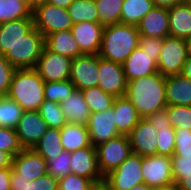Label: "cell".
<instances>
[{
    "mask_svg": "<svg viewBox=\"0 0 191 190\" xmlns=\"http://www.w3.org/2000/svg\"><path fill=\"white\" fill-rule=\"evenodd\" d=\"M153 7L152 0H124L121 7L120 23L137 26Z\"/></svg>",
    "mask_w": 191,
    "mask_h": 190,
    "instance_id": "cell-28",
    "label": "cell"
},
{
    "mask_svg": "<svg viewBox=\"0 0 191 190\" xmlns=\"http://www.w3.org/2000/svg\"><path fill=\"white\" fill-rule=\"evenodd\" d=\"M152 190H178L177 185L175 183H171L166 186L154 187Z\"/></svg>",
    "mask_w": 191,
    "mask_h": 190,
    "instance_id": "cell-56",
    "label": "cell"
},
{
    "mask_svg": "<svg viewBox=\"0 0 191 190\" xmlns=\"http://www.w3.org/2000/svg\"><path fill=\"white\" fill-rule=\"evenodd\" d=\"M173 173H191V155H173Z\"/></svg>",
    "mask_w": 191,
    "mask_h": 190,
    "instance_id": "cell-47",
    "label": "cell"
},
{
    "mask_svg": "<svg viewBox=\"0 0 191 190\" xmlns=\"http://www.w3.org/2000/svg\"><path fill=\"white\" fill-rule=\"evenodd\" d=\"M71 173L91 179L96 185L102 184L104 177L99 171L96 148L92 145L70 152Z\"/></svg>",
    "mask_w": 191,
    "mask_h": 190,
    "instance_id": "cell-15",
    "label": "cell"
},
{
    "mask_svg": "<svg viewBox=\"0 0 191 190\" xmlns=\"http://www.w3.org/2000/svg\"><path fill=\"white\" fill-rule=\"evenodd\" d=\"M48 0H28V8L34 11L37 7L47 3Z\"/></svg>",
    "mask_w": 191,
    "mask_h": 190,
    "instance_id": "cell-55",
    "label": "cell"
},
{
    "mask_svg": "<svg viewBox=\"0 0 191 190\" xmlns=\"http://www.w3.org/2000/svg\"><path fill=\"white\" fill-rule=\"evenodd\" d=\"M103 29L100 23L84 21L73 24L70 31L84 54H99Z\"/></svg>",
    "mask_w": 191,
    "mask_h": 190,
    "instance_id": "cell-18",
    "label": "cell"
},
{
    "mask_svg": "<svg viewBox=\"0 0 191 190\" xmlns=\"http://www.w3.org/2000/svg\"><path fill=\"white\" fill-rule=\"evenodd\" d=\"M44 48V36L33 27L5 53L15 69H34Z\"/></svg>",
    "mask_w": 191,
    "mask_h": 190,
    "instance_id": "cell-4",
    "label": "cell"
},
{
    "mask_svg": "<svg viewBox=\"0 0 191 190\" xmlns=\"http://www.w3.org/2000/svg\"><path fill=\"white\" fill-rule=\"evenodd\" d=\"M181 74L191 80V57H187Z\"/></svg>",
    "mask_w": 191,
    "mask_h": 190,
    "instance_id": "cell-54",
    "label": "cell"
},
{
    "mask_svg": "<svg viewBox=\"0 0 191 190\" xmlns=\"http://www.w3.org/2000/svg\"><path fill=\"white\" fill-rule=\"evenodd\" d=\"M34 27L33 17L0 23V54L5 53Z\"/></svg>",
    "mask_w": 191,
    "mask_h": 190,
    "instance_id": "cell-21",
    "label": "cell"
},
{
    "mask_svg": "<svg viewBox=\"0 0 191 190\" xmlns=\"http://www.w3.org/2000/svg\"><path fill=\"white\" fill-rule=\"evenodd\" d=\"M123 2L124 0H95L99 23L103 27L120 23Z\"/></svg>",
    "mask_w": 191,
    "mask_h": 190,
    "instance_id": "cell-32",
    "label": "cell"
},
{
    "mask_svg": "<svg viewBox=\"0 0 191 190\" xmlns=\"http://www.w3.org/2000/svg\"><path fill=\"white\" fill-rule=\"evenodd\" d=\"M15 68L0 54V96L7 95Z\"/></svg>",
    "mask_w": 191,
    "mask_h": 190,
    "instance_id": "cell-43",
    "label": "cell"
},
{
    "mask_svg": "<svg viewBox=\"0 0 191 190\" xmlns=\"http://www.w3.org/2000/svg\"><path fill=\"white\" fill-rule=\"evenodd\" d=\"M45 82L34 69H16L7 96L23 111H38L44 98Z\"/></svg>",
    "mask_w": 191,
    "mask_h": 190,
    "instance_id": "cell-3",
    "label": "cell"
},
{
    "mask_svg": "<svg viewBox=\"0 0 191 190\" xmlns=\"http://www.w3.org/2000/svg\"><path fill=\"white\" fill-rule=\"evenodd\" d=\"M74 0H48L47 3L61 7L63 9H67L68 6L73 2Z\"/></svg>",
    "mask_w": 191,
    "mask_h": 190,
    "instance_id": "cell-53",
    "label": "cell"
},
{
    "mask_svg": "<svg viewBox=\"0 0 191 190\" xmlns=\"http://www.w3.org/2000/svg\"><path fill=\"white\" fill-rule=\"evenodd\" d=\"M166 102L168 105L191 106V80L182 74L166 76Z\"/></svg>",
    "mask_w": 191,
    "mask_h": 190,
    "instance_id": "cell-23",
    "label": "cell"
},
{
    "mask_svg": "<svg viewBox=\"0 0 191 190\" xmlns=\"http://www.w3.org/2000/svg\"><path fill=\"white\" fill-rule=\"evenodd\" d=\"M178 190H191V173H173Z\"/></svg>",
    "mask_w": 191,
    "mask_h": 190,
    "instance_id": "cell-48",
    "label": "cell"
},
{
    "mask_svg": "<svg viewBox=\"0 0 191 190\" xmlns=\"http://www.w3.org/2000/svg\"><path fill=\"white\" fill-rule=\"evenodd\" d=\"M145 119L147 120V122L154 126L157 133L158 130L162 128L171 127L167 107L154 112L153 114L147 116Z\"/></svg>",
    "mask_w": 191,
    "mask_h": 190,
    "instance_id": "cell-46",
    "label": "cell"
},
{
    "mask_svg": "<svg viewBox=\"0 0 191 190\" xmlns=\"http://www.w3.org/2000/svg\"><path fill=\"white\" fill-rule=\"evenodd\" d=\"M185 43H186L187 57H191V37L185 39Z\"/></svg>",
    "mask_w": 191,
    "mask_h": 190,
    "instance_id": "cell-58",
    "label": "cell"
},
{
    "mask_svg": "<svg viewBox=\"0 0 191 190\" xmlns=\"http://www.w3.org/2000/svg\"><path fill=\"white\" fill-rule=\"evenodd\" d=\"M12 169L18 178L33 181L47 174V162L34 149H22L12 157Z\"/></svg>",
    "mask_w": 191,
    "mask_h": 190,
    "instance_id": "cell-16",
    "label": "cell"
},
{
    "mask_svg": "<svg viewBox=\"0 0 191 190\" xmlns=\"http://www.w3.org/2000/svg\"><path fill=\"white\" fill-rule=\"evenodd\" d=\"M69 80L80 91L97 86L98 54H83L72 59Z\"/></svg>",
    "mask_w": 191,
    "mask_h": 190,
    "instance_id": "cell-12",
    "label": "cell"
},
{
    "mask_svg": "<svg viewBox=\"0 0 191 190\" xmlns=\"http://www.w3.org/2000/svg\"><path fill=\"white\" fill-rule=\"evenodd\" d=\"M23 148L21 147L15 129L0 127V150L14 157Z\"/></svg>",
    "mask_w": 191,
    "mask_h": 190,
    "instance_id": "cell-41",
    "label": "cell"
},
{
    "mask_svg": "<svg viewBox=\"0 0 191 190\" xmlns=\"http://www.w3.org/2000/svg\"><path fill=\"white\" fill-rule=\"evenodd\" d=\"M138 27L131 24L117 23L103 29L99 56L123 64L135 48L139 46Z\"/></svg>",
    "mask_w": 191,
    "mask_h": 190,
    "instance_id": "cell-2",
    "label": "cell"
},
{
    "mask_svg": "<svg viewBox=\"0 0 191 190\" xmlns=\"http://www.w3.org/2000/svg\"><path fill=\"white\" fill-rule=\"evenodd\" d=\"M60 135L64 151L73 152L91 145L88 129L82 124L67 123L60 129Z\"/></svg>",
    "mask_w": 191,
    "mask_h": 190,
    "instance_id": "cell-27",
    "label": "cell"
},
{
    "mask_svg": "<svg viewBox=\"0 0 191 190\" xmlns=\"http://www.w3.org/2000/svg\"><path fill=\"white\" fill-rule=\"evenodd\" d=\"M157 136L154 126L141 119L128 135L131 151L140 156L157 155Z\"/></svg>",
    "mask_w": 191,
    "mask_h": 190,
    "instance_id": "cell-17",
    "label": "cell"
},
{
    "mask_svg": "<svg viewBox=\"0 0 191 190\" xmlns=\"http://www.w3.org/2000/svg\"><path fill=\"white\" fill-rule=\"evenodd\" d=\"M38 111L48 128L62 129L67 124L59 103L45 100Z\"/></svg>",
    "mask_w": 191,
    "mask_h": 190,
    "instance_id": "cell-35",
    "label": "cell"
},
{
    "mask_svg": "<svg viewBox=\"0 0 191 190\" xmlns=\"http://www.w3.org/2000/svg\"><path fill=\"white\" fill-rule=\"evenodd\" d=\"M75 90L76 88L70 80L45 82L44 98L45 100L60 103L66 100Z\"/></svg>",
    "mask_w": 191,
    "mask_h": 190,
    "instance_id": "cell-36",
    "label": "cell"
},
{
    "mask_svg": "<svg viewBox=\"0 0 191 190\" xmlns=\"http://www.w3.org/2000/svg\"><path fill=\"white\" fill-rule=\"evenodd\" d=\"M122 65L127 82L158 72L157 63L152 60V56L139 46L133 50Z\"/></svg>",
    "mask_w": 191,
    "mask_h": 190,
    "instance_id": "cell-20",
    "label": "cell"
},
{
    "mask_svg": "<svg viewBox=\"0 0 191 190\" xmlns=\"http://www.w3.org/2000/svg\"><path fill=\"white\" fill-rule=\"evenodd\" d=\"M29 179L18 178V174L12 169L11 190H27Z\"/></svg>",
    "mask_w": 191,
    "mask_h": 190,
    "instance_id": "cell-50",
    "label": "cell"
},
{
    "mask_svg": "<svg viewBox=\"0 0 191 190\" xmlns=\"http://www.w3.org/2000/svg\"><path fill=\"white\" fill-rule=\"evenodd\" d=\"M46 162L47 174L58 180L71 173V155L68 151H62L60 154L49 158Z\"/></svg>",
    "mask_w": 191,
    "mask_h": 190,
    "instance_id": "cell-37",
    "label": "cell"
},
{
    "mask_svg": "<svg viewBox=\"0 0 191 190\" xmlns=\"http://www.w3.org/2000/svg\"><path fill=\"white\" fill-rule=\"evenodd\" d=\"M175 129L173 127L158 130L157 155L172 157L175 150Z\"/></svg>",
    "mask_w": 191,
    "mask_h": 190,
    "instance_id": "cell-39",
    "label": "cell"
},
{
    "mask_svg": "<svg viewBox=\"0 0 191 190\" xmlns=\"http://www.w3.org/2000/svg\"><path fill=\"white\" fill-rule=\"evenodd\" d=\"M96 184L76 174H68L58 180V190H92Z\"/></svg>",
    "mask_w": 191,
    "mask_h": 190,
    "instance_id": "cell-40",
    "label": "cell"
},
{
    "mask_svg": "<svg viewBox=\"0 0 191 190\" xmlns=\"http://www.w3.org/2000/svg\"><path fill=\"white\" fill-rule=\"evenodd\" d=\"M169 35L175 38L191 37V8L183 2L168 9Z\"/></svg>",
    "mask_w": 191,
    "mask_h": 190,
    "instance_id": "cell-26",
    "label": "cell"
},
{
    "mask_svg": "<svg viewBox=\"0 0 191 190\" xmlns=\"http://www.w3.org/2000/svg\"><path fill=\"white\" fill-rule=\"evenodd\" d=\"M19 2H28V0H18Z\"/></svg>",
    "mask_w": 191,
    "mask_h": 190,
    "instance_id": "cell-61",
    "label": "cell"
},
{
    "mask_svg": "<svg viewBox=\"0 0 191 190\" xmlns=\"http://www.w3.org/2000/svg\"><path fill=\"white\" fill-rule=\"evenodd\" d=\"M185 3L191 8V0H185Z\"/></svg>",
    "mask_w": 191,
    "mask_h": 190,
    "instance_id": "cell-60",
    "label": "cell"
},
{
    "mask_svg": "<svg viewBox=\"0 0 191 190\" xmlns=\"http://www.w3.org/2000/svg\"><path fill=\"white\" fill-rule=\"evenodd\" d=\"M92 190H110L104 183L96 185Z\"/></svg>",
    "mask_w": 191,
    "mask_h": 190,
    "instance_id": "cell-59",
    "label": "cell"
},
{
    "mask_svg": "<svg viewBox=\"0 0 191 190\" xmlns=\"http://www.w3.org/2000/svg\"><path fill=\"white\" fill-rule=\"evenodd\" d=\"M59 104L67 123L87 125L91 111L80 90L76 89L66 100Z\"/></svg>",
    "mask_w": 191,
    "mask_h": 190,
    "instance_id": "cell-24",
    "label": "cell"
},
{
    "mask_svg": "<svg viewBox=\"0 0 191 190\" xmlns=\"http://www.w3.org/2000/svg\"><path fill=\"white\" fill-rule=\"evenodd\" d=\"M112 107L118 133L128 136L142 118L125 96L115 98Z\"/></svg>",
    "mask_w": 191,
    "mask_h": 190,
    "instance_id": "cell-22",
    "label": "cell"
},
{
    "mask_svg": "<svg viewBox=\"0 0 191 190\" xmlns=\"http://www.w3.org/2000/svg\"><path fill=\"white\" fill-rule=\"evenodd\" d=\"M71 62V58L54 53L44 46L34 70L44 82L69 80Z\"/></svg>",
    "mask_w": 191,
    "mask_h": 190,
    "instance_id": "cell-9",
    "label": "cell"
},
{
    "mask_svg": "<svg viewBox=\"0 0 191 190\" xmlns=\"http://www.w3.org/2000/svg\"><path fill=\"white\" fill-rule=\"evenodd\" d=\"M166 107L171 127L191 130V106L168 105Z\"/></svg>",
    "mask_w": 191,
    "mask_h": 190,
    "instance_id": "cell-38",
    "label": "cell"
},
{
    "mask_svg": "<svg viewBox=\"0 0 191 190\" xmlns=\"http://www.w3.org/2000/svg\"><path fill=\"white\" fill-rule=\"evenodd\" d=\"M140 36L164 39L169 35L167 8L154 6L137 25Z\"/></svg>",
    "mask_w": 191,
    "mask_h": 190,
    "instance_id": "cell-19",
    "label": "cell"
},
{
    "mask_svg": "<svg viewBox=\"0 0 191 190\" xmlns=\"http://www.w3.org/2000/svg\"><path fill=\"white\" fill-rule=\"evenodd\" d=\"M142 156L131 153L116 169L104 176L103 183L110 190H130L143 184Z\"/></svg>",
    "mask_w": 191,
    "mask_h": 190,
    "instance_id": "cell-5",
    "label": "cell"
},
{
    "mask_svg": "<svg viewBox=\"0 0 191 190\" xmlns=\"http://www.w3.org/2000/svg\"><path fill=\"white\" fill-rule=\"evenodd\" d=\"M98 168L104 177L116 169L131 153L129 137L118 135L96 146Z\"/></svg>",
    "mask_w": 191,
    "mask_h": 190,
    "instance_id": "cell-7",
    "label": "cell"
},
{
    "mask_svg": "<svg viewBox=\"0 0 191 190\" xmlns=\"http://www.w3.org/2000/svg\"><path fill=\"white\" fill-rule=\"evenodd\" d=\"M91 113L105 111L112 107L115 97L103 92L98 86L81 91Z\"/></svg>",
    "mask_w": 191,
    "mask_h": 190,
    "instance_id": "cell-34",
    "label": "cell"
},
{
    "mask_svg": "<svg viewBox=\"0 0 191 190\" xmlns=\"http://www.w3.org/2000/svg\"><path fill=\"white\" fill-rule=\"evenodd\" d=\"M12 166L0 168V190H11Z\"/></svg>",
    "mask_w": 191,
    "mask_h": 190,
    "instance_id": "cell-49",
    "label": "cell"
},
{
    "mask_svg": "<svg viewBox=\"0 0 191 190\" xmlns=\"http://www.w3.org/2000/svg\"><path fill=\"white\" fill-rule=\"evenodd\" d=\"M91 145L96 147L120 135L117 131L113 107L91 113L86 125Z\"/></svg>",
    "mask_w": 191,
    "mask_h": 190,
    "instance_id": "cell-14",
    "label": "cell"
},
{
    "mask_svg": "<svg viewBox=\"0 0 191 190\" xmlns=\"http://www.w3.org/2000/svg\"><path fill=\"white\" fill-rule=\"evenodd\" d=\"M47 129L39 111H23L15 130L21 147L33 149Z\"/></svg>",
    "mask_w": 191,
    "mask_h": 190,
    "instance_id": "cell-13",
    "label": "cell"
},
{
    "mask_svg": "<svg viewBox=\"0 0 191 190\" xmlns=\"http://www.w3.org/2000/svg\"><path fill=\"white\" fill-rule=\"evenodd\" d=\"M67 10L73 24L84 21L99 23L95 0H74Z\"/></svg>",
    "mask_w": 191,
    "mask_h": 190,
    "instance_id": "cell-30",
    "label": "cell"
},
{
    "mask_svg": "<svg viewBox=\"0 0 191 190\" xmlns=\"http://www.w3.org/2000/svg\"><path fill=\"white\" fill-rule=\"evenodd\" d=\"M34 27L44 36L71 30L72 19L67 9L46 3L32 11Z\"/></svg>",
    "mask_w": 191,
    "mask_h": 190,
    "instance_id": "cell-6",
    "label": "cell"
},
{
    "mask_svg": "<svg viewBox=\"0 0 191 190\" xmlns=\"http://www.w3.org/2000/svg\"><path fill=\"white\" fill-rule=\"evenodd\" d=\"M186 59L185 39L165 37L157 63V70L165 77L181 74Z\"/></svg>",
    "mask_w": 191,
    "mask_h": 190,
    "instance_id": "cell-8",
    "label": "cell"
},
{
    "mask_svg": "<svg viewBox=\"0 0 191 190\" xmlns=\"http://www.w3.org/2000/svg\"><path fill=\"white\" fill-rule=\"evenodd\" d=\"M11 164L12 156L9 153L0 150V168L11 167Z\"/></svg>",
    "mask_w": 191,
    "mask_h": 190,
    "instance_id": "cell-52",
    "label": "cell"
},
{
    "mask_svg": "<svg viewBox=\"0 0 191 190\" xmlns=\"http://www.w3.org/2000/svg\"><path fill=\"white\" fill-rule=\"evenodd\" d=\"M165 81L166 77L156 72L127 83L125 97L142 119L167 106Z\"/></svg>",
    "mask_w": 191,
    "mask_h": 190,
    "instance_id": "cell-1",
    "label": "cell"
},
{
    "mask_svg": "<svg viewBox=\"0 0 191 190\" xmlns=\"http://www.w3.org/2000/svg\"><path fill=\"white\" fill-rule=\"evenodd\" d=\"M130 190H152V188L143 183L132 187Z\"/></svg>",
    "mask_w": 191,
    "mask_h": 190,
    "instance_id": "cell-57",
    "label": "cell"
},
{
    "mask_svg": "<svg viewBox=\"0 0 191 190\" xmlns=\"http://www.w3.org/2000/svg\"><path fill=\"white\" fill-rule=\"evenodd\" d=\"M22 113V107L15 100L0 96V127L16 129Z\"/></svg>",
    "mask_w": 191,
    "mask_h": 190,
    "instance_id": "cell-31",
    "label": "cell"
},
{
    "mask_svg": "<svg viewBox=\"0 0 191 190\" xmlns=\"http://www.w3.org/2000/svg\"><path fill=\"white\" fill-rule=\"evenodd\" d=\"M154 6L161 8H171L178 4H182L185 0H152Z\"/></svg>",
    "mask_w": 191,
    "mask_h": 190,
    "instance_id": "cell-51",
    "label": "cell"
},
{
    "mask_svg": "<svg viewBox=\"0 0 191 190\" xmlns=\"http://www.w3.org/2000/svg\"><path fill=\"white\" fill-rule=\"evenodd\" d=\"M44 46L54 53L67 56L71 59L84 54L70 30L47 35L44 38Z\"/></svg>",
    "mask_w": 191,
    "mask_h": 190,
    "instance_id": "cell-25",
    "label": "cell"
},
{
    "mask_svg": "<svg viewBox=\"0 0 191 190\" xmlns=\"http://www.w3.org/2000/svg\"><path fill=\"white\" fill-rule=\"evenodd\" d=\"M175 150L173 155H191V130L175 129Z\"/></svg>",
    "mask_w": 191,
    "mask_h": 190,
    "instance_id": "cell-42",
    "label": "cell"
},
{
    "mask_svg": "<svg viewBox=\"0 0 191 190\" xmlns=\"http://www.w3.org/2000/svg\"><path fill=\"white\" fill-rule=\"evenodd\" d=\"M33 17L28 2L18 0H0V23L21 18Z\"/></svg>",
    "mask_w": 191,
    "mask_h": 190,
    "instance_id": "cell-33",
    "label": "cell"
},
{
    "mask_svg": "<svg viewBox=\"0 0 191 190\" xmlns=\"http://www.w3.org/2000/svg\"><path fill=\"white\" fill-rule=\"evenodd\" d=\"M27 190H58V179L46 174L33 181H28Z\"/></svg>",
    "mask_w": 191,
    "mask_h": 190,
    "instance_id": "cell-45",
    "label": "cell"
},
{
    "mask_svg": "<svg viewBox=\"0 0 191 190\" xmlns=\"http://www.w3.org/2000/svg\"><path fill=\"white\" fill-rule=\"evenodd\" d=\"M46 161L64 151L61 144L60 129L48 128L33 148Z\"/></svg>",
    "mask_w": 191,
    "mask_h": 190,
    "instance_id": "cell-29",
    "label": "cell"
},
{
    "mask_svg": "<svg viewBox=\"0 0 191 190\" xmlns=\"http://www.w3.org/2000/svg\"><path fill=\"white\" fill-rule=\"evenodd\" d=\"M163 39L148 37V36H140L139 39V47L152 56V60L158 63V59L162 50Z\"/></svg>",
    "mask_w": 191,
    "mask_h": 190,
    "instance_id": "cell-44",
    "label": "cell"
},
{
    "mask_svg": "<svg viewBox=\"0 0 191 190\" xmlns=\"http://www.w3.org/2000/svg\"><path fill=\"white\" fill-rule=\"evenodd\" d=\"M142 176L148 187H160L174 183L172 158L169 156H142Z\"/></svg>",
    "mask_w": 191,
    "mask_h": 190,
    "instance_id": "cell-11",
    "label": "cell"
},
{
    "mask_svg": "<svg viewBox=\"0 0 191 190\" xmlns=\"http://www.w3.org/2000/svg\"><path fill=\"white\" fill-rule=\"evenodd\" d=\"M99 80L97 86L113 97H122L126 94L127 80L123 65L106 60L98 55Z\"/></svg>",
    "mask_w": 191,
    "mask_h": 190,
    "instance_id": "cell-10",
    "label": "cell"
}]
</instances>
